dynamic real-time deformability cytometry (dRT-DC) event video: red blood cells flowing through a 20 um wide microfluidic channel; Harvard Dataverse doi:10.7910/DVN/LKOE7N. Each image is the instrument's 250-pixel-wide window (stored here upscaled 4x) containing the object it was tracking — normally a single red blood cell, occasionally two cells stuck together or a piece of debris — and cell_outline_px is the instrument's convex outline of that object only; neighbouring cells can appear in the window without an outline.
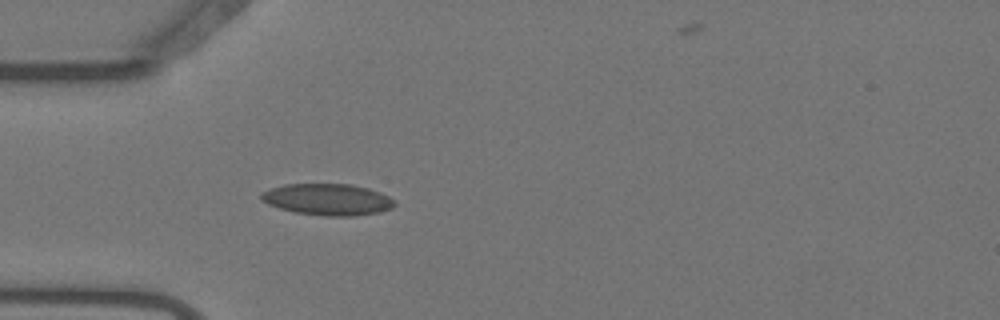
{"species": "Egyptian fruit bat (a non-hibernating species)", "species_latin": "Rousettus aegyptiacus", "temperature_condition": "warm", "stored_images_in_passage": 43, "camera_frame_rate_fps": 3000, "um_per_image_px": 0.085, "animal": {"sex": "female"}, "frame": {"image": 1, "passage_image": 4, "time_ms": 1.0, "image_size_px": [1000, 320], "cell_outline_px": [[396, 204], [392, 208], [380, 212], [352, 216], [324, 216], [296, 212], [280, 208], [268, 204], [260, 200], [260, 192], [284, 184], [352, 184], [368, 188], [380, 192], [396, 200]], "centroid_in_image_um": [27.86, 16.95], "position_along_channel_um": 57.1, "area_um2": 24.62}}
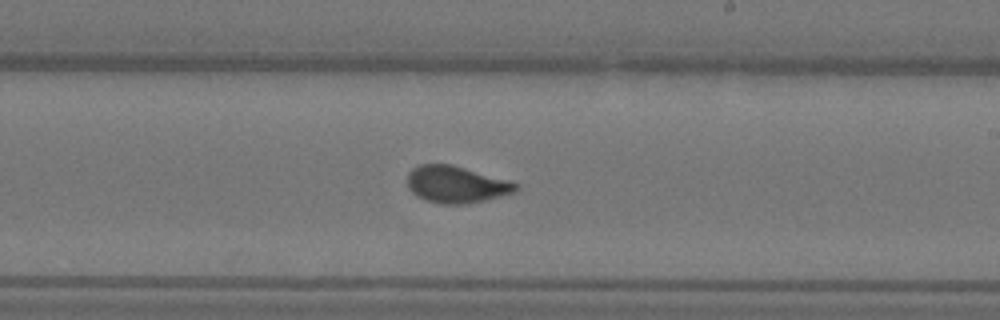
{"frame": {"image": 2, "passage_image": 20, "time_ms": 6.333, "image_size_px": [1000, 320], "cell_outline_px": [[520, 188], [516, 192], [468, 204], [440, 204], [424, 200], [416, 196], [408, 188], [408, 172], [412, 168], [420, 164], [452, 164], [508, 180], [520, 184]], "centroid_in_image_um": [38.78, 15.68], "position_along_channel_um": 250.2, "area_um2": 23.52}}
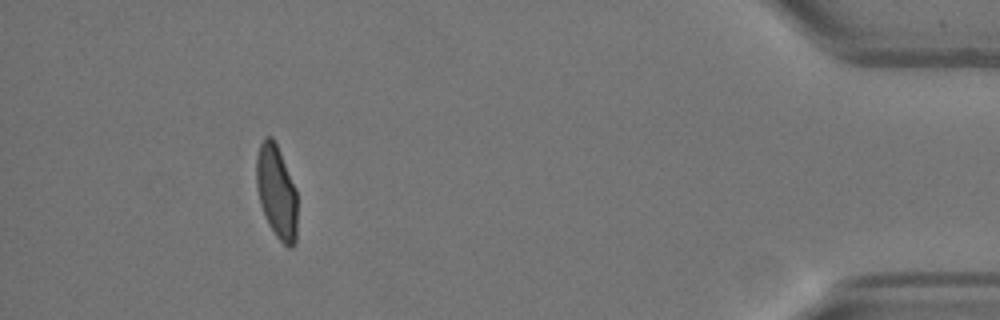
{"frame": {"image": 3, "passage_image": 38, "time_ms": 12.333, "image_size_px": [1000, 320], "cell_outline_px": [[296, 240], [292, 248], [288, 248], [276, 236], [268, 224], [260, 204], [256, 188], [256, 156], [260, 144], [264, 136], [272, 136], [280, 152], [296, 188]], "centroid_in_image_um": [23.49, 16.3], "position_along_channel_um": 411.7, "area_um2": 22.31}, "authors_computed_cell_mechanics": {"area_um2": 23.0044, "velocity_mm_per_s": 3.695, "shape_relaxation_time_tau1_ms": 8.1952, "shape_relaxation_time_tau2_ms": null, "deformation_change_tau1": 0.2297, "deformation_change_tau2": null}}